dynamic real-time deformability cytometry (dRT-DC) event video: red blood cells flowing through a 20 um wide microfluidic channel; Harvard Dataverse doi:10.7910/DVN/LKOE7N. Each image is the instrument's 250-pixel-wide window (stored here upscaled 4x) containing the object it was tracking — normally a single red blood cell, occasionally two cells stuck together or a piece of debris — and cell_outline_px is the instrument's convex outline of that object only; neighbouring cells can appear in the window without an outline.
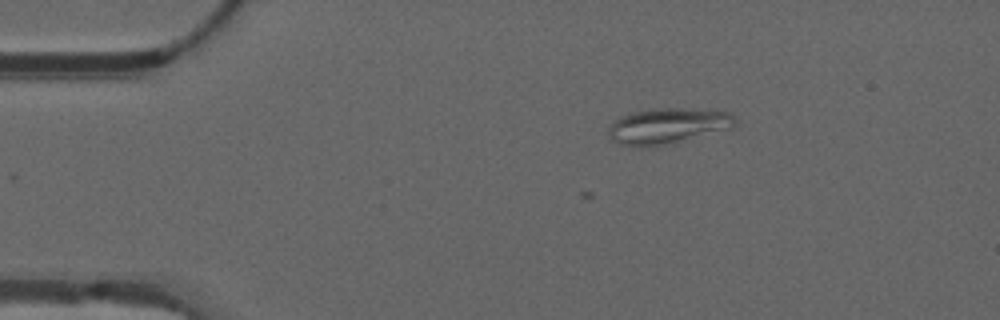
{"species": "common noctule bat (a hibernating species)", "species_latin": "Nyctalus noctula", "temperature_condition": "warm", "stored_images_in_passage": 3, "camera_frame_rate_fps": 3000, "um_per_image_px": 0.085, "animal": {"sex": "male", "forearm_length_mm": 52.5}, "frame": {"image": 1, "passage_image": 3, "time_ms": 0.667, "image_size_px": [1000, 320], "cell_outline_px": [[736, 124], [732, 128], [664, 144], [640, 148], [620, 144], [612, 140], [608, 136], [608, 128], [620, 116], [632, 112], [656, 108], [676, 108], [732, 112], [736, 116]], "centroid_in_image_um": [56.73, 10.7], "position_along_channel_um": 28.3, "area_um2": 26.13}}